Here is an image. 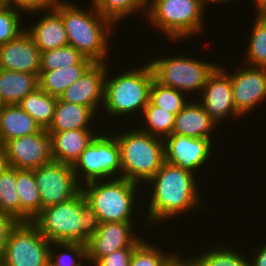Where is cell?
I'll return each mask as SVG.
<instances>
[{
    "instance_id": "obj_22",
    "label": "cell",
    "mask_w": 266,
    "mask_h": 266,
    "mask_svg": "<svg viewBox=\"0 0 266 266\" xmlns=\"http://www.w3.org/2000/svg\"><path fill=\"white\" fill-rule=\"evenodd\" d=\"M97 115L90 107L69 103L57 98L53 120L46 129L48 133L67 130L95 129L91 123Z\"/></svg>"
},
{
    "instance_id": "obj_43",
    "label": "cell",
    "mask_w": 266,
    "mask_h": 266,
    "mask_svg": "<svg viewBox=\"0 0 266 266\" xmlns=\"http://www.w3.org/2000/svg\"><path fill=\"white\" fill-rule=\"evenodd\" d=\"M7 166L8 164L5 155V148L2 144H0V174L5 170Z\"/></svg>"
},
{
    "instance_id": "obj_44",
    "label": "cell",
    "mask_w": 266,
    "mask_h": 266,
    "mask_svg": "<svg viewBox=\"0 0 266 266\" xmlns=\"http://www.w3.org/2000/svg\"><path fill=\"white\" fill-rule=\"evenodd\" d=\"M256 4V12H266V0H252Z\"/></svg>"
},
{
    "instance_id": "obj_29",
    "label": "cell",
    "mask_w": 266,
    "mask_h": 266,
    "mask_svg": "<svg viewBox=\"0 0 266 266\" xmlns=\"http://www.w3.org/2000/svg\"><path fill=\"white\" fill-rule=\"evenodd\" d=\"M224 245V246H223ZM212 246L200 256L195 255L196 266H250L249 258L229 244ZM228 245V246H227ZM227 246V247H226ZM242 253V254H241ZM247 258V259H246Z\"/></svg>"
},
{
    "instance_id": "obj_4",
    "label": "cell",
    "mask_w": 266,
    "mask_h": 266,
    "mask_svg": "<svg viewBox=\"0 0 266 266\" xmlns=\"http://www.w3.org/2000/svg\"><path fill=\"white\" fill-rule=\"evenodd\" d=\"M109 64L107 63L104 82V103L100 110L113 119L124 115L132 117L133 113L142 115L149 103L150 87L154 80L150 64L146 63L142 67L138 65L133 70L130 67L128 71L115 74L116 76L113 74V77L109 75L111 72Z\"/></svg>"
},
{
    "instance_id": "obj_12",
    "label": "cell",
    "mask_w": 266,
    "mask_h": 266,
    "mask_svg": "<svg viewBox=\"0 0 266 266\" xmlns=\"http://www.w3.org/2000/svg\"><path fill=\"white\" fill-rule=\"evenodd\" d=\"M3 146L9 167L34 170L52 161L51 136L43 128L7 141Z\"/></svg>"
},
{
    "instance_id": "obj_16",
    "label": "cell",
    "mask_w": 266,
    "mask_h": 266,
    "mask_svg": "<svg viewBox=\"0 0 266 266\" xmlns=\"http://www.w3.org/2000/svg\"><path fill=\"white\" fill-rule=\"evenodd\" d=\"M230 72L233 101L237 112L243 117L266 99V68L247 64Z\"/></svg>"
},
{
    "instance_id": "obj_7",
    "label": "cell",
    "mask_w": 266,
    "mask_h": 266,
    "mask_svg": "<svg viewBox=\"0 0 266 266\" xmlns=\"http://www.w3.org/2000/svg\"><path fill=\"white\" fill-rule=\"evenodd\" d=\"M140 186L125 178H117L88 182L81 186V191L97 213L100 223L133 222V215L138 211L134 208L141 204H136L139 201L137 191L142 192Z\"/></svg>"
},
{
    "instance_id": "obj_5",
    "label": "cell",
    "mask_w": 266,
    "mask_h": 266,
    "mask_svg": "<svg viewBox=\"0 0 266 266\" xmlns=\"http://www.w3.org/2000/svg\"><path fill=\"white\" fill-rule=\"evenodd\" d=\"M123 132L114 135L120 146L121 178L146 184L165 162L164 141L138 127Z\"/></svg>"
},
{
    "instance_id": "obj_17",
    "label": "cell",
    "mask_w": 266,
    "mask_h": 266,
    "mask_svg": "<svg viewBox=\"0 0 266 266\" xmlns=\"http://www.w3.org/2000/svg\"><path fill=\"white\" fill-rule=\"evenodd\" d=\"M107 63H94L59 97L61 100L90 107L96 114L104 103Z\"/></svg>"
},
{
    "instance_id": "obj_3",
    "label": "cell",
    "mask_w": 266,
    "mask_h": 266,
    "mask_svg": "<svg viewBox=\"0 0 266 266\" xmlns=\"http://www.w3.org/2000/svg\"><path fill=\"white\" fill-rule=\"evenodd\" d=\"M67 2L60 0L54 9L62 16L69 45L94 63H109V35L115 26L97 11L93 2L90 10Z\"/></svg>"
},
{
    "instance_id": "obj_34",
    "label": "cell",
    "mask_w": 266,
    "mask_h": 266,
    "mask_svg": "<svg viewBox=\"0 0 266 266\" xmlns=\"http://www.w3.org/2000/svg\"><path fill=\"white\" fill-rule=\"evenodd\" d=\"M77 63H94L71 45L41 52L40 71H52Z\"/></svg>"
},
{
    "instance_id": "obj_25",
    "label": "cell",
    "mask_w": 266,
    "mask_h": 266,
    "mask_svg": "<svg viewBox=\"0 0 266 266\" xmlns=\"http://www.w3.org/2000/svg\"><path fill=\"white\" fill-rule=\"evenodd\" d=\"M16 190L21 202V222L32 221L42 210L35 169H16Z\"/></svg>"
},
{
    "instance_id": "obj_14",
    "label": "cell",
    "mask_w": 266,
    "mask_h": 266,
    "mask_svg": "<svg viewBox=\"0 0 266 266\" xmlns=\"http://www.w3.org/2000/svg\"><path fill=\"white\" fill-rule=\"evenodd\" d=\"M213 139L172 134L163 139L165 161L197 174L212 157ZM201 168V169H199Z\"/></svg>"
},
{
    "instance_id": "obj_35",
    "label": "cell",
    "mask_w": 266,
    "mask_h": 266,
    "mask_svg": "<svg viewBox=\"0 0 266 266\" xmlns=\"http://www.w3.org/2000/svg\"><path fill=\"white\" fill-rule=\"evenodd\" d=\"M149 101L154 106L161 107L177 115L190 101V98L188 100L185 93L174 88L162 86L153 80L150 87Z\"/></svg>"
},
{
    "instance_id": "obj_23",
    "label": "cell",
    "mask_w": 266,
    "mask_h": 266,
    "mask_svg": "<svg viewBox=\"0 0 266 266\" xmlns=\"http://www.w3.org/2000/svg\"><path fill=\"white\" fill-rule=\"evenodd\" d=\"M41 126L18 104L2 105L0 107V144L7 141L37 133Z\"/></svg>"
},
{
    "instance_id": "obj_37",
    "label": "cell",
    "mask_w": 266,
    "mask_h": 266,
    "mask_svg": "<svg viewBox=\"0 0 266 266\" xmlns=\"http://www.w3.org/2000/svg\"><path fill=\"white\" fill-rule=\"evenodd\" d=\"M165 251L144 239L134 248L130 266H161L172 254Z\"/></svg>"
},
{
    "instance_id": "obj_41",
    "label": "cell",
    "mask_w": 266,
    "mask_h": 266,
    "mask_svg": "<svg viewBox=\"0 0 266 266\" xmlns=\"http://www.w3.org/2000/svg\"><path fill=\"white\" fill-rule=\"evenodd\" d=\"M186 258V259H185ZM161 266H196L193 256H180V253H173L164 261Z\"/></svg>"
},
{
    "instance_id": "obj_9",
    "label": "cell",
    "mask_w": 266,
    "mask_h": 266,
    "mask_svg": "<svg viewBox=\"0 0 266 266\" xmlns=\"http://www.w3.org/2000/svg\"><path fill=\"white\" fill-rule=\"evenodd\" d=\"M72 169L81 186L92 181L121 178L120 146L114 134L101 130Z\"/></svg>"
},
{
    "instance_id": "obj_8",
    "label": "cell",
    "mask_w": 266,
    "mask_h": 266,
    "mask_svg": "<svg viewBox=\"0 0 266 266\" xmlns=\"http://www.w3.org/2000/svg\"><path fill=\"white\" fill-rule=\"evenodd\" d=\"M147 63L151 66L156 82L186 93L188 97L194 92L199 94L197 97L200 96L207 78L218 66L217 63L186 57L185 54L164 58L159 56L153 60L151 58Z\"/></svg>"
},
{
    "instance_id": "obj_42",
    "label": "cell",
    "mask_w": 266,
    "mask_h": 266,
    "mask_svg": "<svg viewBox=\"0 0 266 266\" xmlns=\"http://www.w3.org/2000/svg\"><path fill=\"white\" fill-rule=\"evenodd\" d=\"M258 250H254L253 256L248 258L250 262V266H266V244L263 243L262 246L257 247Z\"/></svg>"
},
{
    "instance_id": "obj_38",
    "label": "cell",
    "mask_w": 266,
    "mask_h": 266,
    "mask_svg": "<svg viewBox=\"0 0 266 266\" xmlns=\"http://www.w3.org/2000/svg\"><path fill=\"white\" fill-rule=\"evenodd\" d=\"M60 0H0V4L11 6L22 11L25 15H38L42 11L54 9ZM27 13V14H26Z\"/></svg>"
},
{
    "instance_id": "obj_20",
    "label": "cell",
    "mask_w": 266,
    "mask_h": 266,
    "mask_svg": "<svg viewBox=\"0 0 266 266\" xmlns=\"http://www.w3.org/2000/svg\"><path fill=\"white\" fill-rule=\"evenodd\" d=\"M43 15L32 26H25L34 44L41 52L69 45L62 16L55 10H44ZM46 12V13H45Z\"/></svg>"
},
{
    "instance_id": "obj_32",
    "label": "cell",
    "mask_w": 266,
    "mask_h": 266,
    "mask_svg": "<svg viewBox=\"0 0 266 266\" xmlns=\"http://www.w3.org/2000/svg\"><path fill=\"white\" fill-rule=\"evenodd\" d=\"M0 212L21 222V202L16 190V168L7 166L0 174Z\"/></svg>"
},
{
    "instance_id": "obj_18",
    "label": "cell",
    "mask_w": 266,
    "mask_h": 266,
    "mask_svg": "<svg viewBox=\"0 0 266 266\" xmlns=\"http://www.w3.org/2000/svg\"><path fill=\"white\" fill-rule=\"evenodd\" d=\"M40 61L41 51L26 31L16 39L0 45V69L39 76Z\"/></svg>"
},
{
    "instance_id": "obj_33",
    "label": "cell",
    "mask_w": 266,
    "mask_h": 266,
    "mask_svg": "<svg viewBox=\"0 0 266 266\" xmlns=\"http://www.w3.org/2000/svg\"><path fill=\"white\" fill-rule=\"evenodd\" d=\"M58 249L61 250L59 251ZM83 263H88L87 245L82 243L51 242L49 266H84Z\"/></svg>"
},
{
    "instance_id": "obj_11",
    "label": "cell",
    "mask_w": 266,
    "mask_h": 266,
    "mask_svg": "<svg viewBox=\"0 0 266 266\" xmlns=\"http://www.w3.org/2000/svg\"><path fill=\"white\" fill-rule=\"evenodd\" d=\"M35 180L42 202V209L66 202L81 191L72 165L51 161L35 169Z\"/></svg>"
},
{
    "instance_id": "obj_36",
    "label": "cell",
    "mask_w": 266,
    "mask_h": 266,
    "mask_svg": "<svg viewBox=\"0 0 266 266\" xmlns=\"http://www.w3.org/2000/svg\"><path fill=\"white\" fill-rule=\"evenodd\" d=\"M22 16V11L0 4V45L16 39L25 31L24 25L20 22Z\"/></svg>"
},
{
    "instance_id": "obj_10",
    "label": "cell",
    "mask_w": 266,
    "mask_h": 266,
    "mask_svg": "<svg viewBox=\"0 0 266 266\" xmlns=\"http://www.w3.org/2000/svg\"><path fill=\"white\" fill-rule=\"evenodd\" d=\"M51 241L32 222H18L12 229L0 263L3 266H49Z\"/></svg>"
},
{
    "instance_id": "obj_28",
    "label": "cell",
    "mask_w": 266,
    "mask_h": 266,
    "mask_svg": "<svg viewBox=\"0 0 266 266\" xmlns=\"http://www.w3.org/2000/svg\"><path fill=\"white\" fill-rule=\"evenodd\" d=\"M254 24L249 35L245 64L266 68V12H255Z\"/></svg>"
},
{
    "instance_id": "obj_2",
    "label": "cell",
    "mask_w": 266,
    "mask_h": 266,
    "mask_svg": "<svg viewBox=\"0 0 266 266\" xmlns=\"http://www.w3.org/2000/svg\"><path fill=\"white\" fill-rule=\"evenodd\" d=\"M32 222L51 242L85 245L100 226L97 213L86 201L82 191L66 202L42 209Z\"/></svg>"
},
{
    "instance_id": "obj_21",
    "label": "cell",
    "mask_w": 266,
    "mask_h": 266,
    "mask_svg": "<svg viewBox=\"0 0 266 266\" xmlns=\"http://www.w3.org/2000/svg\"><path fill=\"white\" fill-rule=\"evenodd\" d=\"M98 129L99 132L94 129H83L49 133L52 160L73 165L80 154L101 132L100 128Z\"/></svg>"
},
{
    "instance_id": "obj_40",
    "label": "cell",
    "mask_w": 266,
    "mask_h": 266,
    "mask_svg": "<svg viewBox=\"0 0 266 266\" xmlns=\"http://www.w3.org/2000/svg\"><path fill=\"white\" fill-rule=\"evenodd\" d=\"M18 222L13 216L0 212V260L9 235Z\"/></svg>"
},
{
    "instance_id": "obj_6",
    "label": "cell",
    "mask_w": 266,
    "mask_h": 266,
    "mask_svg": "<svg viewBox=\"0 0 266 266\" xmlns=\"http://www.w3.org/2000/svg\"><path fill=\"white\" fill-rule=\"evenodd\" d=\"M204 9L203 0H146L144 15L150 26L177 43L204 31Z\"/></svg>"
},
{
    "instance_id": "obj_13",
    "label": "cell",
    "mask_w": 266,
    "mask_h": 266,
    "mask_svg": "<svg viewBox=\"0 0 266 266\" xmlns=\"http://www.w3.org/2000/svg\"><path fill=\"white\" fill-rule=\"evenodd\" d=\"M225 67L220 64L215 68L207 78L202 93L197 98L219 126L224 119V121L229 119L227 117L243 118L234 106L230 72L225 70Z\"/></svg>"
},
{
    "instance_id": "obj_30",
    "label": "cell",
    "mask_w": 266,
    "mask_h": 266,
    "mask_svg": "<svg viewBox=\"0 0 266 266\" xmlns=\"http://www.w3.org/2000/svg\"><path fill=\"white\" fill-rule=\"evenodd\" d=\"M141 116V122L143 126L139 129L149 133L152 136H156L164 139L165 137L172 135L175 114L161 107L154 106L150 101L144 108Z\"/></svg>"
},
{
    "instance_id": "obj_24",
    "label": "cell",
    "mask_w": 266,
    "mask_h": 266,
    "mask_svg": "<svg viewBox=\"0 0 266 266\" xmlns=\"http://www.w3.org/2000/svg\"><path fill=\"white\" fill-rule=\"evenodd\" d=\"M39 87L38 75L0 69L1 105L18 104Z\"/></svg>"
},
{
    "instance_id": "obj_45",
    "label": "cell",
    "mask_w": 266,
    "mask_h": 266,
    "mask_svg": "<svg viewBox=\"0 0 266 266\" xmlns=\"http://www.w3.org/2000/svg\"><path fill=\"white\" fill-rule=\"evenodd\" d=\"M228 1H232V0H203L204 4H205V7L207 6V4H210L211 3H223V2H228Z\"/></svg>"
},
{
    "instance_id": "obj_1",
    "label": "cell",
    "mask_w": 266,
    "mask_h": 266,
    "mask_svg": "<svg viewBox=\"0 0 266 266\" xmlns=\"http://www.w3.org/2000/svg\"><path fill=\"white\" fill-rule=\"evenodd\" d=\"M191 171L174 166L166 161L156 174L145 184L150 187L147 211H144L146 224L157 225L174 217L184 216L191 209L201 206L203 198L198 189L197 178ZM150 184V185H149ZM184 213V214H183ZM158 223V224H157Z\"/></svg>"
},
{
    "instance_id": "obj_19",
    "label": "cell",
    "mask_w": 266,
    "mask_h": 266,
    "mask_svg": "<svg viewBox=\"0 0 266 266\" xmlns=\"http://www.w3.org/2000/svg\"><path fill=\"white\" fill-rule=\"evenodd\" d=\"M190 98L191 100L185 107L175 115L172 134L213 139L211 135H214L213 132L219 125L206 112L198 100L196 102L192 100L195 96L190 95Z\"/></svg>"
},
{
    "instance_id": "obj_27",
    "label": "cell",
    "mask_w": 266,
    "mask_h": 266,
    "mask_svg": "<svg viewBox=\"0 0 266 266\" xmlns=\"http://www.w3.org/2000/svg\"><path fill=\"white\" fill-rule=\"evenodd\" d=\"M57 97L44 92L40 87L26 95L18 106L27 112L43 129H47L53 120Z\"/></svg>"
},
{
    "instance_id": "obj_15",
    "label": "cell",
    "mask_w": 266,
    "mask_h": 266,
    "mask_svg": "<svg viewBox=\"0 0 266 266\" xmlns=\"http://www.w3.org/2000/svg\"><path fill=\"white\" fill-rule=\"evenodd\" d=\"M135 222V224H134ZM134 222L100 223L97 233L87 243L89 265H94L100 258L115 250L135 248L144 238L138 237Z\"/></svg>"
},
{
    "instance_id": "obj_26",
    "label": "cell",
    "mask_w": 266,
    "mask_h": 266,
    "mask_svg": "<svg viewBox=\"0 0 266 266\" xmlns=\"http://www.w3.org/2000/svg\"><path fill=\"white\" fill-rule=\"evenodd\" d=\"M94 63H77L52 71H40L39 87L51 96L59 98L64 91L79 79Z\"/></svg>"
},
{
    "instance_id": "obj_31",
    "label": "cell",
    "mask_w": 266,
    "mask_h": 266,
    "mask_svg": "<svg viewBox=\"0 0 266 266\" xmlns=\"http://www.w3.org/2000/svg\"><path fill=\"white\" fill-rule=\"evenodd\" d=\"M91 2L97 11L114 26L123 20L125 22V18L134 16L142 10L146 13V0H91Z\"/></svg>"
},
{
    "instance_id": "obj_39",
    "label": "cell",
    "mask_w": 266,
    "mask_h": 266,
    "mask_svg": "<svg viewBox=\"0 0 266 266\" xmlns=\"http://www.w3.org/2000/svg\"><path fill=\"white\" fill-rule=\"evenodd\" d=\"M134 248H123L100 258L93 266H130Z\"/></svg>"
}]
</instances>
